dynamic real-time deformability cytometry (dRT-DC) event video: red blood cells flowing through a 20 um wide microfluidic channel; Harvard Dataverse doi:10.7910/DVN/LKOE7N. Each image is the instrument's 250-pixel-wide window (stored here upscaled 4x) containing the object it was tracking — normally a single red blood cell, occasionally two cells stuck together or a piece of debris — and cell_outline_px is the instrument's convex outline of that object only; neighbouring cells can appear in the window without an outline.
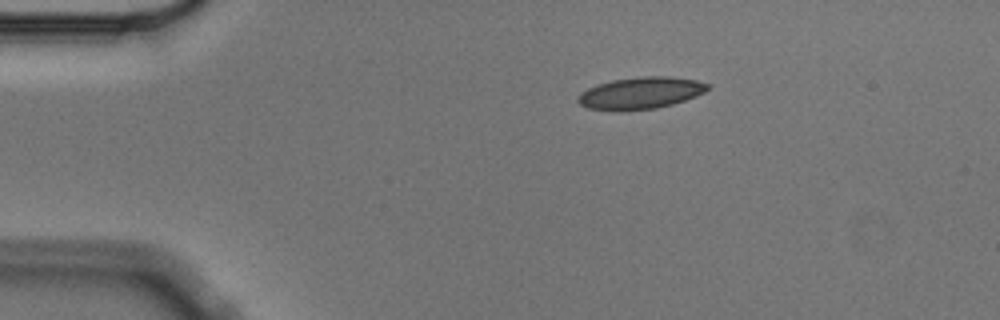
{"species": "Egyptian fruit bat (a non-hibernating species)", "species_latin": "Rousettus aegyptiacus", "temperature_condition": "cold", "stored_images_in_passage": 3, "segment_of_instrument_passage": [1, 2], "camera_frame_rate_fps": 3000, "um_per_image_px": 0.085, "animal": {"sex": "male"}, "frame": {"image": 1, "passage_image": 1, "time_ms": 0.0, "image_size_px": [1000, 320], "cell_outline_px": [[708, 88], [704, 92], [696, 96], [672, 104], [656, 108], [620, 112], [612, 112], [588, 108], [580, 104], [576, 100], [580, 92], [596, 84], [612, 80], [640, 76], [668, 76], [696, 80], [708, 84]], "centroid_in_image_um": [54.38, 7.92], "position_along_channel_um": 30.6, "area_um2": 24.39}}